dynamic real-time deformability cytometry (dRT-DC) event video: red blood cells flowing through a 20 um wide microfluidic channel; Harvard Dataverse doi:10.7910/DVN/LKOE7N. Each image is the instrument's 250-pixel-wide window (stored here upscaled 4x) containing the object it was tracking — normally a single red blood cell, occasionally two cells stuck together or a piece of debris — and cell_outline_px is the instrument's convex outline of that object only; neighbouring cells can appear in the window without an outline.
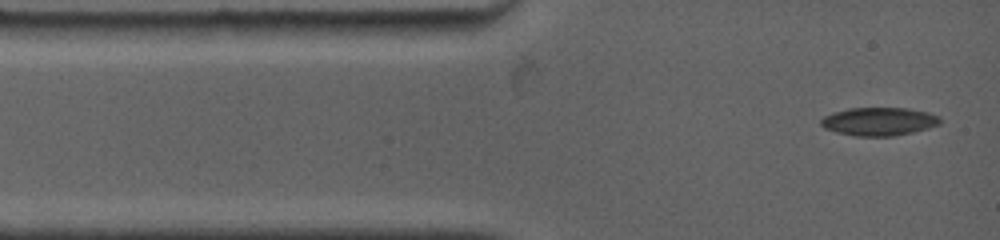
{"species": "common noctule bat (a hibernating species)", "species_latin": "Nyctalus noctula", "temperature_condition": "warm", "stored_images_in_passage": 38, "camera_frame_rate_fps": 4500, "um_per_image_px": 0.085, "animal": {"sex": "female", "body_mass_g": 19.0, "forearm_length_mm": 53.3}, "frame": {"image": 1, "passage_image": 1, "time_ms": 0.0, "image_size_px": [1000, 240], "cell_outline_px": [[940, 124], [928, 128], [912, 132], [892, 136], [856, 136], [836, 132], [824, 128], [820, 124], [820, 120], [824, 116], [848, 108], [908, 108], [928, 112], [940, 116]], "centroid_in_image_um": [74.72, 10.32], "position_along_channel_um": 10.3, "area_um2": 19.54}}
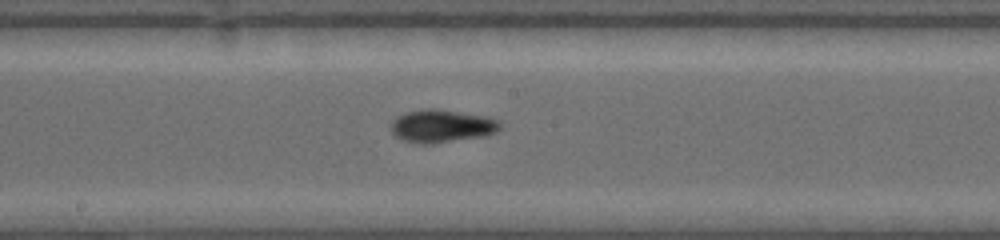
{"frame": {"image": 2, "passage_image": 17, "time_ms": 6.222, "image_size_px": [1000, 240], "cell_outline_px": [[500, 128], [496, 132], [484, 136], [428, 144], [424, 144], [404, 140], [396, 136], [392, 132], [392, 120], [396, 116], [404, 112], [420, 108], [436, 108], [488, 116], [500, 120]], "centroid_in_image_um": [37.55, 10.68], "position_along_channel_um": 210.6, "area_um2": 21.04}}
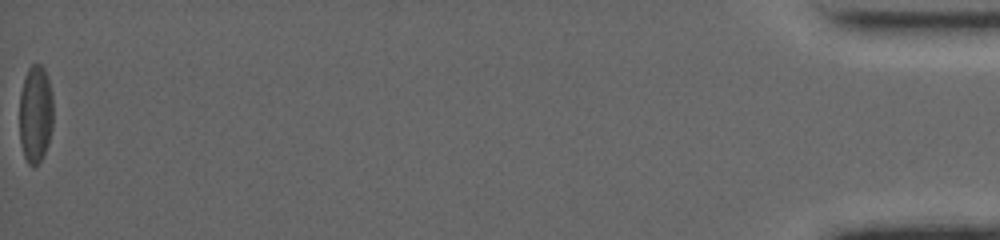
{"frame": {"image": 3, "passage_image": 38, "time_ms": 16.667, "image_size_px": [1000, 240], "cell_outline_px": [[52, 128], [48, 144], [40, 160], [36, 164], [28, 164], [24, 156], [20, 144], [20, 92], [24, 76], [28, 68], [32, 64], [40, 64], [44, 68], [48, 80], [52, 96]], "centroid_in_image_um": [3.0, 9.66], "position_along_channel_um": 432.2, "area_um2": 19.13}, "authors_computed_cell_mechanics": {"area_um2": 19.5653, "velocity_mm_per_s": 3.7803, "shape_relaxation_time_tau1_ms": 7.4136, "shape_relaxation_time_tau2_ms": null, "deformation_change_tau1": 0.1642, "deformation_change_tau2": null}}